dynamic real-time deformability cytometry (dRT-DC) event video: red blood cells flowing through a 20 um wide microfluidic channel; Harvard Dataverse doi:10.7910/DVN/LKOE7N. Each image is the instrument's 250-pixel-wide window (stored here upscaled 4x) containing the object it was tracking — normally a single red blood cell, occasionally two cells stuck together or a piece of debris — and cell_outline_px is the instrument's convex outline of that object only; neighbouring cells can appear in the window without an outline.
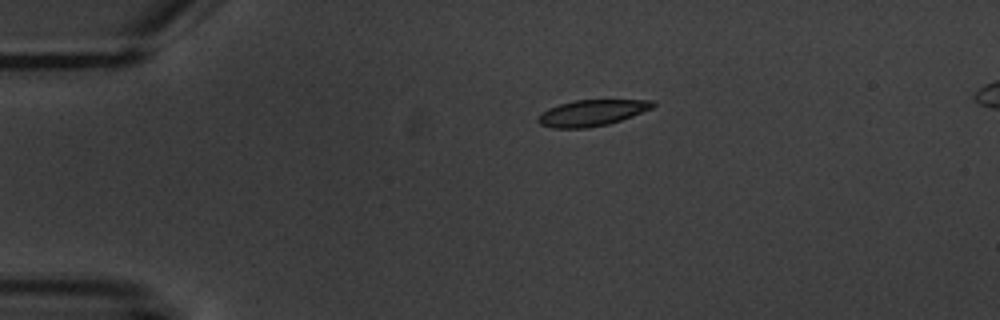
{"species": "common noctule bat (a hibernating species)", "species_latin": "Nyctalus noctula", "temperature_condition": "warm", "stored_images_in_passage": 10, "camera_frame_rate_fps": 3000, "um_per_image_px": 0.085, "animal": {"sex": "male", "body_mass_g": 20.1, "forearm_length_mm": 53.5}, "frame": {"image": 1, "passage_image": 4, "time_ms": 4.0, "image_size_px": [1000, 320], "cell_outline_px": [[656, 104], [652, 108], [632, 116], [608, 124], [588, 128], [552, 128], [540, 124], [536, 120], [536, 116], [540, 112], [548, 108], [560, 104], [576, 100], [656, 100]], "centroid_in_image_um": [50.27, 9.59], "position_along_channel_um": 34.7, "area_um2": 17.57}}